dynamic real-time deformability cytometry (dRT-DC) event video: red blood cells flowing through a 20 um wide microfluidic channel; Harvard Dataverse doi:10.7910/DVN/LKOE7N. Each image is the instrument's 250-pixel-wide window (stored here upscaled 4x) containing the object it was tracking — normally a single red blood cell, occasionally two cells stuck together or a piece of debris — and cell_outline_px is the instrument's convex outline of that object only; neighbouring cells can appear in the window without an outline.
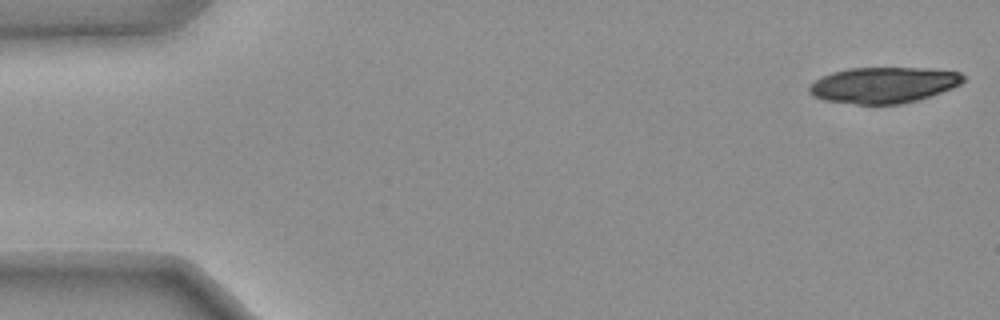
{"species": "common noctule bat (a hibernating species)", "species_latin": "Nyctalus noctula", "temperature_condition": "warm", "stored_images_in_passage": 20, "camera_frame_rate_fps": 3000, "um_per_image_px": 0.085, "animal": {"sex": "female", "body_mass_g": 25.1}, "frame": {"image": 1, "passage_image": 1, "time_ms": 0.0, "image_size_px": [1000, 320], "cell_outline_px": [[964, 80], [960, 84], [952, 88], [916, 100], [900, 104], [856, 104], [824, 100], [812, 96], [808, 92], [808, 84], [820, 76], [832, 72], [848, 68], [928, 68], [960, 72], [964, 76]], "centroid_in_image_um": [75.04, 7.22], "position_along_channel_um": 10.0, "area_um2": 32.37}}